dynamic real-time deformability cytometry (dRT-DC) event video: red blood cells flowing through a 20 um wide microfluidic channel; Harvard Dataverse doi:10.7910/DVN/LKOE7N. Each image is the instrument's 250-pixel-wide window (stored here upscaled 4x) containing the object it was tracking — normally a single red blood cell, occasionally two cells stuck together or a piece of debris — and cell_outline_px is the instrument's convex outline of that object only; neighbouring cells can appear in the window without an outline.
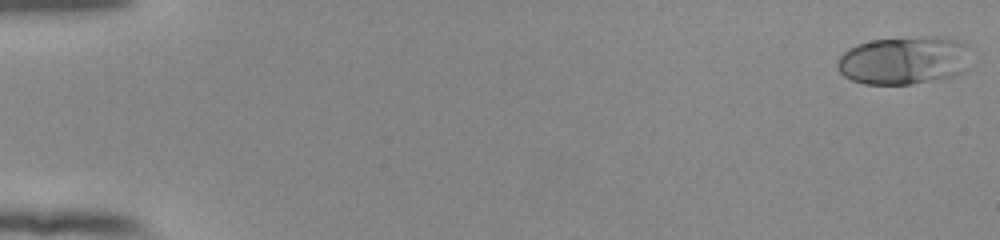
{"species": "human", "species_latin": "Homo sapiens", "temperature_condition": "room temperature", "stored_images_in_passage": 54, "camera_frame_rate_fps": 3000, "um_per_image_px": 0.085, "donor": {"sex": "female"}, "frame": {"image": 1, "passage_image": 1, "time_ms": 0.0, "image_size_px": [1000, 240], "cell_outline_px": [[964, 44], [960, 72], [956, 76], [912, 84], [864, 84], [852, 80], [844, 76], [836, 68], [836, 60], [848, 48], [872, 40], [928, 36], [944, 36], [956, 40]], "centroid_in_image_um": [76.68, 5.14], "position_along_channel_um": 8.3, "area_um2": 36.59}}
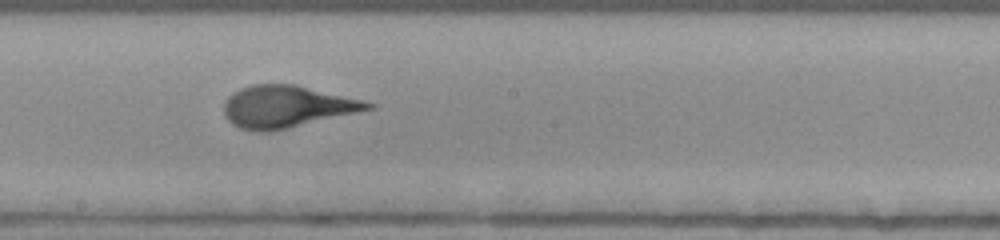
{"frame": {"image": 2, "passage_image": 31, "time_ms": 10.0, "image_size_px": [1000, 240], "cell_outline_px": [[376, 108], [288, 128], [268, 132], [256, 132], [240, 128], [232, 124], [224, 116], [224, 104], [228, 96], [232, 92], [240, 88], [252, 84], [292, 84], [360, 100], [376, 104]], "centroid_in_image_um": [24.31, 9.07], "position_along_channel_um": 223.9, "area_um2": 34.97}}
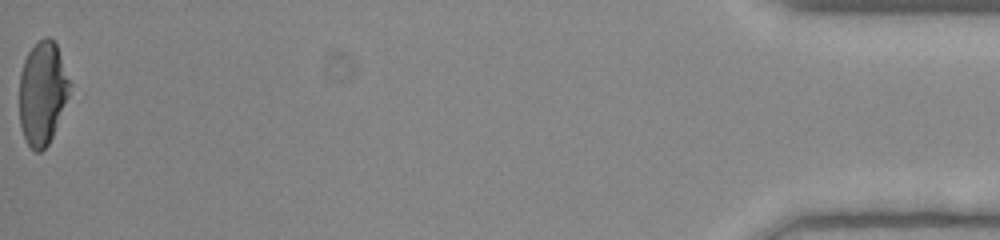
{"frame": {"image": 3, "passage_image": 54, "time_ms": 17.667, "image_size_px": [1000, 240], "cell_outline_px": [[68, 96], [52, 136], [48, 144], [40, 152], [36, 152], [28, 144], [24, 136], [20, 124], [20, 72], [24, 60], [28, 52], [44, 36], [48, 36], [56, 44], [68, 80]], "centroid_in_image_um": [3.57, 7.91], "position_along_channel_um": 431.6, "area_um2": 29.42}}